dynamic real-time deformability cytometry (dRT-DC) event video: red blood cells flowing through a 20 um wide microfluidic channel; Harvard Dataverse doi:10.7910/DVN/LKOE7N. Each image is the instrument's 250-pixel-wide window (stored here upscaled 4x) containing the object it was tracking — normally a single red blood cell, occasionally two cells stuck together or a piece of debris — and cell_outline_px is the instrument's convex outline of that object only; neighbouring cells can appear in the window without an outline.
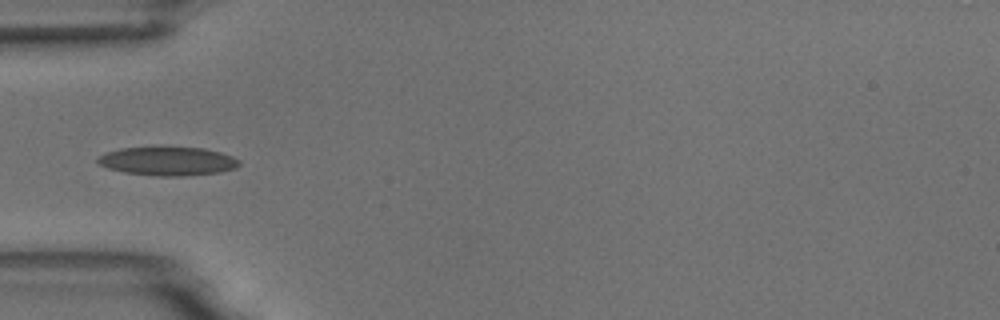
{"species": "common noctule bat (a hibernating species)", "species_latin": "Nyctalus noctula", "temperature_condition": "room temperature", "stored_images_in_passage": 4, "camera_frame_rate_fps": 3000, "um_per_image_px": 0.085, "animal": {"sex": "male", "body_mass_g": 18.8}, "frame": {"image": 1, "passage_image": 4, "time_ms": 3.333, "image_size_px": [1000, 320], "cell_outline_px": [[240, 164], [236, 168], [220, 172], [180, 176], [156, 176], [124, 172], [108, 168], [100, 164], [96, 160], [100, 156], [108, 152], [120, 148], [204, 148], [220, 152], [232, 156], [240, 160]], "centroid_in_image_um": [14.3, 13.71], "position_along_channel_um": 70.7, "area_um2": 23.29}}